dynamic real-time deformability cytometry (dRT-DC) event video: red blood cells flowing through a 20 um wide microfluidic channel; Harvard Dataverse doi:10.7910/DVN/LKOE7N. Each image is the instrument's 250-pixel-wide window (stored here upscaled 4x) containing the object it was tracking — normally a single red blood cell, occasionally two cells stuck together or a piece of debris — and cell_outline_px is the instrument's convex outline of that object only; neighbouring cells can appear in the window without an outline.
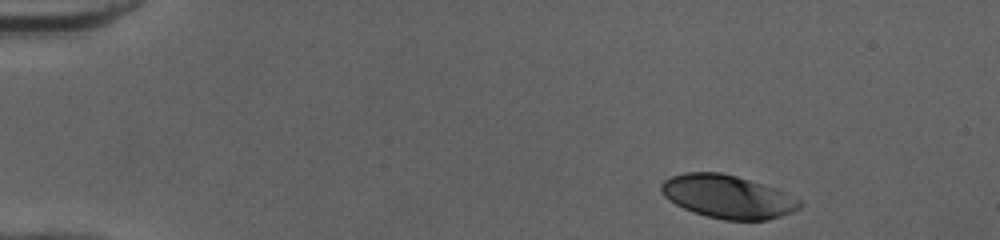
{"species": "human", "species_latin": "Homo sapiens", "temperature_condition": "cold", "stored_images_in_passage": 34, "camera_frame_rate_fps": 3000, "um_per_image_px": 0.085, "donor": {"sex": "female"}, "frame": {"image": 1, "passage_image": 1, "time_ms": 0.0, "image_size_px": [1000, 240], "cell_outline_px": [[772, 216], [760, 220], [732, 220], [712, 216], [688, 208], [672, 200], [664, 192], [664, 184], [668, 180], [676, 176], [696, 172], [712, 172], [732, 176], [740, 180], [744, 184]], "centroid_in_image_um": [60.84, 16.67], "position_along_channel_um": 24.2, "area_um2": 24.85}}
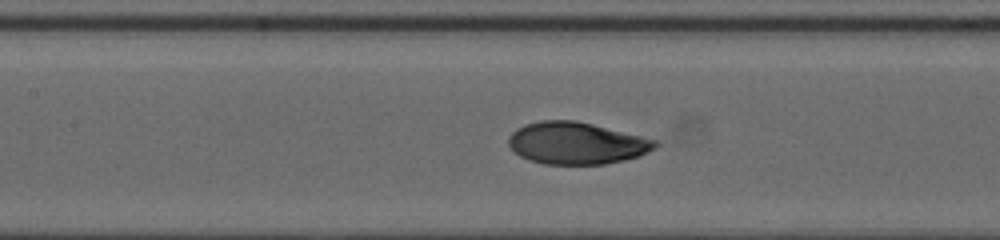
{"frame": {"image": 2, "passage_image": 19, "time_ms": 6.0, "image_size_px": [1000, 240], "cell_outline_px": [[652, 144], [648, 148], [632, 156], [616, 160], [596, 164], [556, 164], [536, 160], [524, 156], [512, 144], [512, 136], [516, 132], [532, 124], [588, 124], [628, 136]], "centroid_in_image_um": [48.88, 12.24], "position_along_channel_um": 158.5, "area_um2": 30.29}}
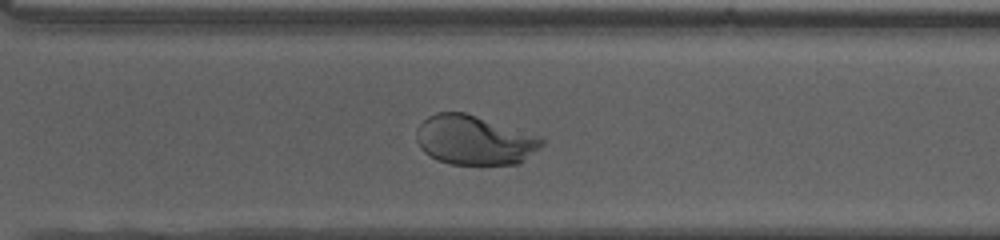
{"frame": {"image": 3, "passage_image": 32, "time_ms": 10.333, "image_size_px": [1000, 240], "cell_outline_px": [[520, 152], [516, 160], [504, 164], [456, 164], [432, 156], [424, 148], [448, 112], [460, 112], [472, 116], [480, 120]], "centroid_in_image_um": [39.88, 12.09], "position_along_channel_um": 330.7, "area_um2": 23.7}}